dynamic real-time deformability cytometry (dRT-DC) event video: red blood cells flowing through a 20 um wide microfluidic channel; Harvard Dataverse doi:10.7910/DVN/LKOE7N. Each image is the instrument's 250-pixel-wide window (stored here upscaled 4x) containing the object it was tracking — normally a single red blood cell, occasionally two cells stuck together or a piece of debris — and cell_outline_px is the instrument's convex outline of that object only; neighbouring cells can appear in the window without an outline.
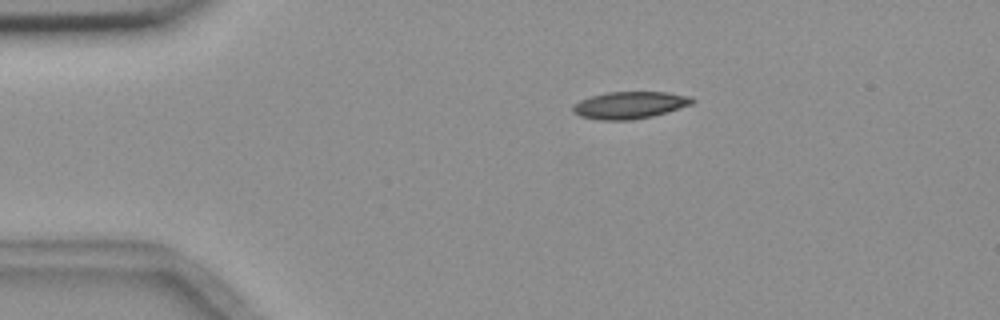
{"species": "common noctule bat (a hibernating species)", "species_latin": "Nyctalus noctula", "temperature_condition": "room temperature", "stored_images_in_passage": 9, "camera_frame_rate_fps": 3000, "um_per_image_px": 0.085, "animal": {"sex": "female", "body_mass_g": 18.4}, "frame": {"image": 1, "passage_image": 2, "time_ms": 1.333, "image_size_px": [1000, 320], "cell_outline_px": [[696, 100], [692, 104], [668, 112], [652, 116], [632, 120], [600, 120], [580, 116], [572, 112], [572, 108], [580, 100], [592, 96], [608, 92], [664, 92], [692, 96]], "centroid_in_image_um": [53.56, 8.94], "position_along_channel_um": 31.4, "area_um2": 18.84}}
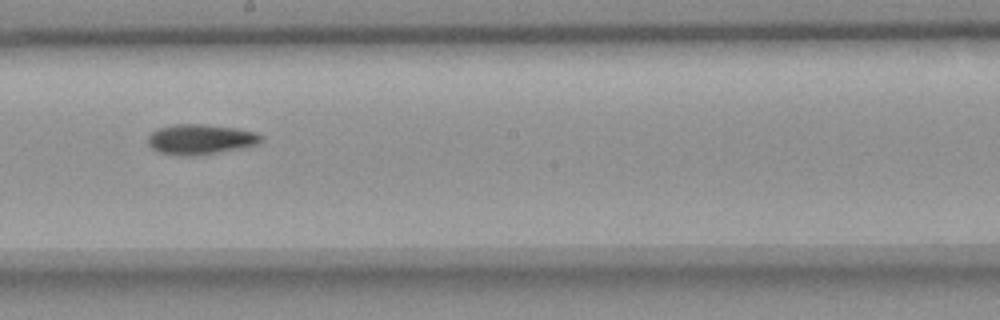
{"frame": {"image": 2, "passage_image": 7, "time_ms": 8.0, "image_size_px": [1000, 320], "cell_outline_px": [[264, 140], [256, 144], [240, 148], [216, 152], [188, 156], [160, 152], [152, 148], [148, 144], [148, 136], [156, 128], [176, 124], [204, 124], [236, 128], [256, 132], [264, 136]], "centroid_in_image_um": [17.05, 11.82], "position_along_channel_um": 231.2, "area_um2": 19.71}}
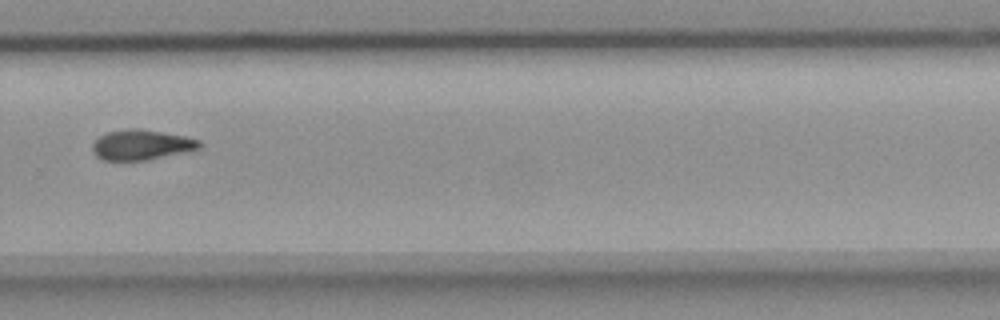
{"frame": {"image": 3, "passage_image": 9, "time_ms": 10.333, "image_size_px": [1000, 320], "cell_outline_px": [[204, 144], [200, 148], [192, 152], [148, 160], [104, 160], [96, 156], [92, 152], [92, 144], [100, 136], [108, 132], [128, 128], [140, 128], [184, 136], [200, 140]], "centroid_in_image_um": [12.09, 12.32], "position_along_channel_um": 317.7, "area_um2": 19.19}}